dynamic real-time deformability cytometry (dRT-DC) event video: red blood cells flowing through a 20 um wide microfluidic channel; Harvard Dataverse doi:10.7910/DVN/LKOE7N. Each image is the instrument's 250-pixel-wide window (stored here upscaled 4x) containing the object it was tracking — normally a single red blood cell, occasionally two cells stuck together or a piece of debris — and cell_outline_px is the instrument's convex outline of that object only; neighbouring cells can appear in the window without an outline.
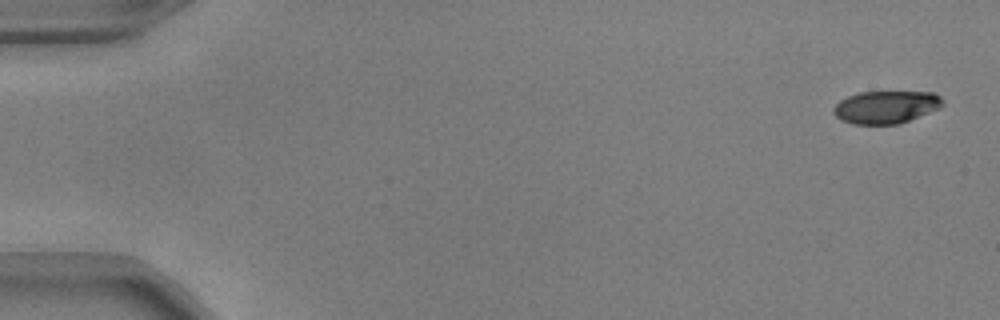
{"species": "common noctule bat (a hibernating species)", "species_latin": "Nyctalus noctula", "temperature_condition": "warm", "stored_images_in_passage": 7, "camera_frame_rate_fps": 3000, "um_per_image_px": 0.085, "animal": {"sex": "male", "body_mass_g": 17.9, "forearm_length_mm": 54.2}, "frame": {"image": 1, "passage_image": 1, "time_ms": 0.0, "image_size_px": [1000, 320], "cell_outline_px": [[944, 104], [940, 108], [900, 124], [852, 124], [840, 120], [832, 112], [832, 108], [840, 100], [848, 96], [860, 92], [936, 92], [944, 100]], "centroid_in_image_um": [75.32, 9.1], "position_along_channel_um": 9.7, "area_um2": 20.98}}